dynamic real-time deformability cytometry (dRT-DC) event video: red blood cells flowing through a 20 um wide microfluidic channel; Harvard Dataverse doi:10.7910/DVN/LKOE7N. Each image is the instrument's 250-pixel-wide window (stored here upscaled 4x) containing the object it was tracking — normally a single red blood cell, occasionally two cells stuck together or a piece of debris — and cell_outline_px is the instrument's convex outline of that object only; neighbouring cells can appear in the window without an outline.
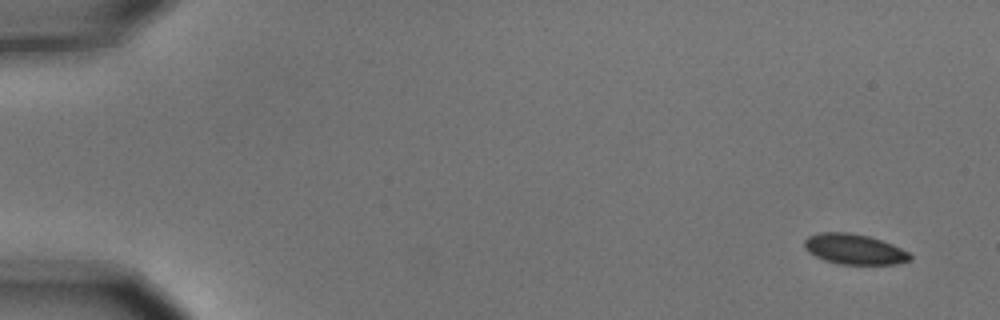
{"species": "common noctule bat (a hibernating species)", "species_latin": "Nyctalus noctula", "temperature_condition": "cold", "stored_images_in_passage": 5, "camera_frame_rate_fps": 3000, "um_per_image_px": 0.085, "animal": {"sex": "male", "body_mass_g": 15.6}, "frame": {"image": 1, "passage_image": 1, "time_ms": 0.0, "image_size_px": [1000, 320], "cell_outline_px": [[912, 260], [896, 264], [840, 264], [824, 260], [808, 252], [804, 248], [804, 240], [808, 236], [820, 232], [848, 232], [868, 236], [892, 244], [908, 252], [912, 256]], "centroid_in_image_um": [72.6, 21.18], "position_along_channel_um": 12.4, "area_um2": 18.67}}
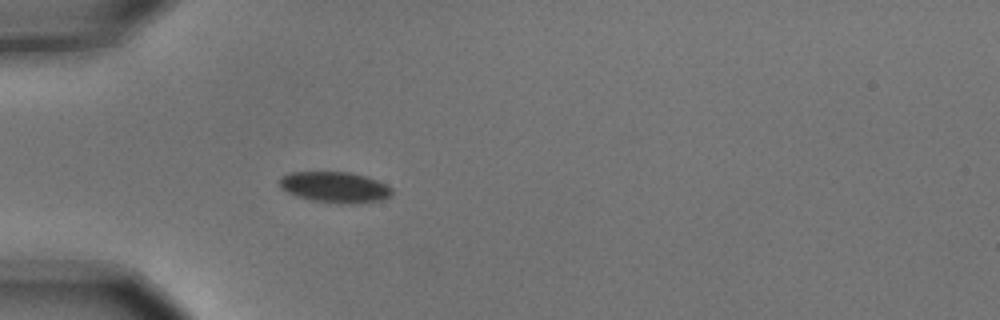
{"frame": {"image": 2, "passage_image": 5, "time_ms": 1.333, "image_size_px": [1000, 320], "cell_outline_px": [[392, 196], [380, 200], [352, 204], [344, 204], [312, 200], [296, 196], [280, 188], [280, 176], [292, 172], [348, 172], [364, 176], [376, 180], [392, 188]], "centroid_in_image_um": [28.45, 15.91], "position_along_channel_um": 56.5, "area_um2": 20.11}}